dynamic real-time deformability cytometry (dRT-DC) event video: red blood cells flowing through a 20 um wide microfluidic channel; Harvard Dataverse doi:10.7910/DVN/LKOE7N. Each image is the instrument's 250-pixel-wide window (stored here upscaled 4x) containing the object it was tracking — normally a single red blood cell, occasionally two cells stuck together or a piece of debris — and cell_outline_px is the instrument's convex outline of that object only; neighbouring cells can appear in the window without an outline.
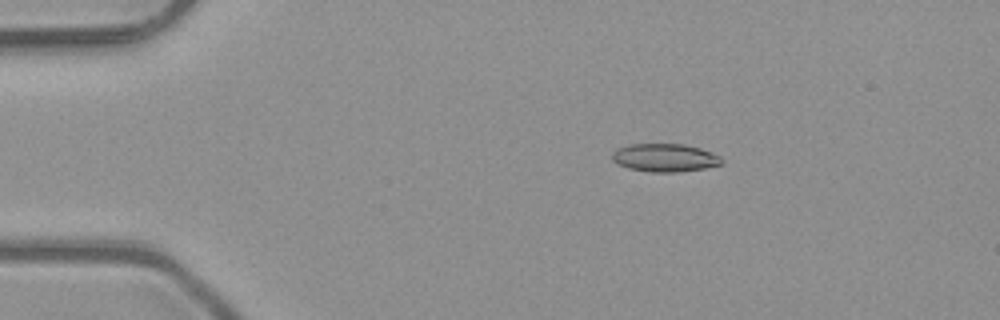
{"species": "common noctule bat (a hibernating species)", "species_latin": "Nyctalus noctula", "temperature_condition": "room temperature", "stored_images_in_passage": 6, "camera_frame_rate_fps": 3000, "um_per_image_px": 0.085, "animal": {"sex": "male", "body_mass_g": 23.1, "forearm_length_mm": 52.7}, "frame": {"image": 1, "passage_image": 3, "time_ms": 0.667, "image_size_px": [1000, 320], "cell_outline_px": [[724, 164], [704, 168], [680, 172], [652, 172], [628, 168], [616, 164], [612, 160], [612, 152], [616, 148], [628, 144], [684, 144], [700, 148], [712, 152], [720, 156], [724, 160]], "centroid_in_image_um": [56.51, 13.4], "position_along_channel_um": 28.5, "area_um2": 18.21}}
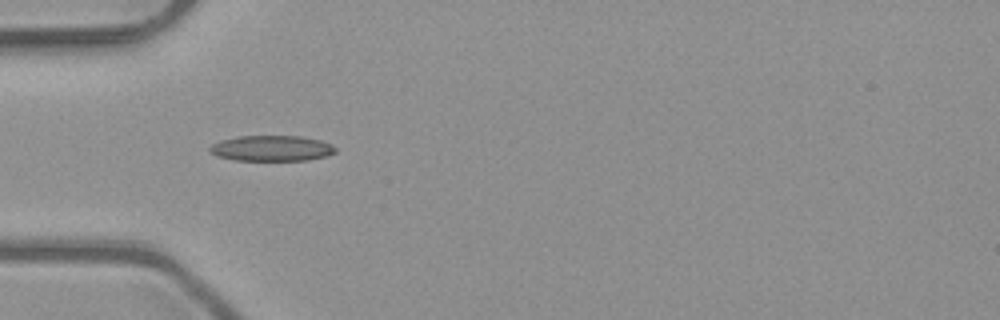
{"frame": {"image": 2, "passage_image": 5, "time_ms": 1.333, "image_size_px": [1000, 320], "cell_outline_px": [[336, 152], [328, 156], [308, 160], [236, 160], [216, 156], [208, 152], [208, 148], [212, 144], [220, 140], [236, 136], [300, 136], [320, 140], [332, 144], [336, 148]], "centroid_in_image_um": [23.08, 12.6], "position_along_channel_um": 61.9, "area_um2": 18.96}}
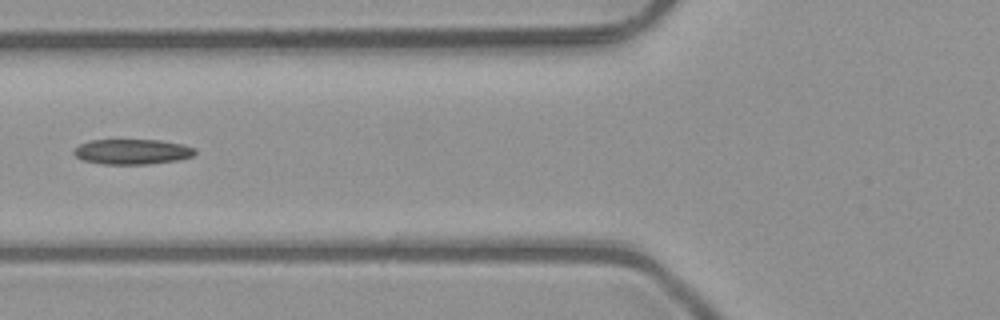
{"frame": {"image": 3, "passage_image": 6, "time_ms": 1.667, "image_size_px": [1000, 320], "cell_outline_px": [[196, 152], [192, 156], [176, 160], [148, 164], [104, 164], [84, 160], [76, 156], [72, 152], [80, 144], [88, 140], [160, 140], [184, 144], [196, 148]], "centroid_in_image_um": [11.26, 12.88], "position_along_channel_um": 114.5, "area_um2": 17.74}}